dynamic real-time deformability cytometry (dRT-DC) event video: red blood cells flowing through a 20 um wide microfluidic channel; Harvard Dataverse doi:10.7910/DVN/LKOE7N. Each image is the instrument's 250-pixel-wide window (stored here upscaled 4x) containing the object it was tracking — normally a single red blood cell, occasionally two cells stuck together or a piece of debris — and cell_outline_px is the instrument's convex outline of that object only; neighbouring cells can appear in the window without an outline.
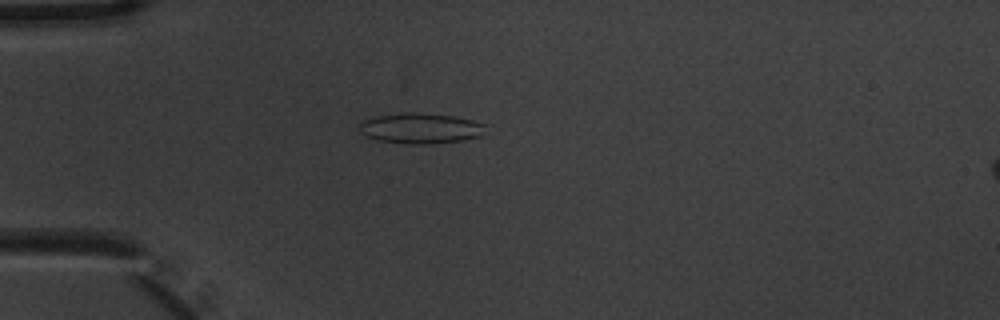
{"species": "common noctule bat (a hibernating species)", "species_latin": "Nyctalus noctula", "temperature_condition": "warm", "stored_images_in_passage": 6, "camera_frame_rate_fps": 3000, "um_per_image_px": 0.085, "animal": {"sex": "male", "body_mass_g": 20.1, "forearm_length_mm": 53.5}, "frame": {"image": 1, "passage_image": 5, "time_ms": 1.333, "image_size_px": [1000, 320], "cell_outline_px": [[484, 124], [480, 136], [464, 140], [432, 144], [408, 144], [376, 140], [364, 136], [360, 132], [356, 124], [372, 116], [400, 112], [416, 112], [452, 116], [472, 120]], "centroid_in_image_um": [35.63, 10.9], "position_along_channel_um": 49.4, "area_um2": 22.72}}